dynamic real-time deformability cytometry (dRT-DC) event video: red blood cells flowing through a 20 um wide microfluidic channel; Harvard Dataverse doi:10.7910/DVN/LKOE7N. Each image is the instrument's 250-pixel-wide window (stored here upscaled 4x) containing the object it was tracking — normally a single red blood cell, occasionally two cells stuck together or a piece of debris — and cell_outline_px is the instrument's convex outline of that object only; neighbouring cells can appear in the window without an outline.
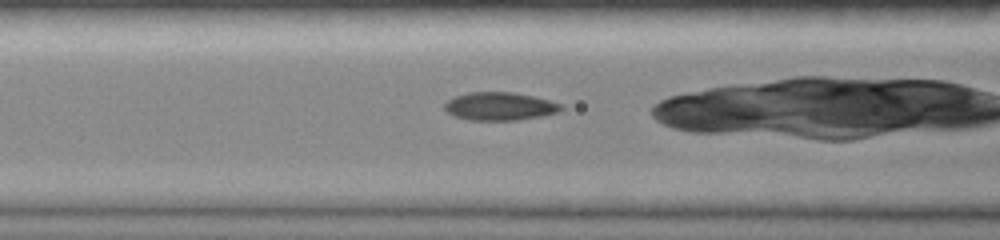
{"species": "common noctule bat (a hibernating species)", "species_latin": "Nyctalus noctula", "temperature_condition": "room temperature", "stored_images_in_passage": 34, "camera_frame_rate_fps": 3000, "um_per_image_px": 0.085, "animal": {"sex": "female", "body_mass_g": 19.0, "forearm_length_mm": 51.5}, "frame": {"image": 1, "passage_image": 13, "time_ms": 4.0, "image_size_px": [1000, 240], "cell_outline_px": [[564, 108], [560, 112], [544, 116], [516, 120], [468, 120], [452, 116], [444, 108], [444, 104], [448, 100], [456, 96], [468, 92], [512, 92], [532, 96], [548, 100], [560, 104]], "centroid_in_image_um": [42.47, 9.04], "position_along_channel_um": 124.1, "area_um2": 19.13}}
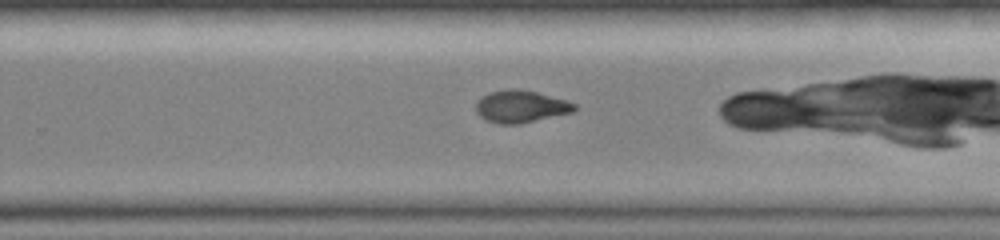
{"frame": {"image": 2, "passage_image": 25, "time_ms": 8.0, "image_size_px": [1000, 240], "cell_outline_px": [[576, 108], [572, 112], [520, 124], [500, 124], [484, 120], [476, 112], [476, 104], [488, 92], [516, 88], [536, 92], [564, 100], [576, 104]], "centroid_in_image_um": [44.24, 9.06], "position_along_channel_um": 285.6, "area_um2": 18.26}}
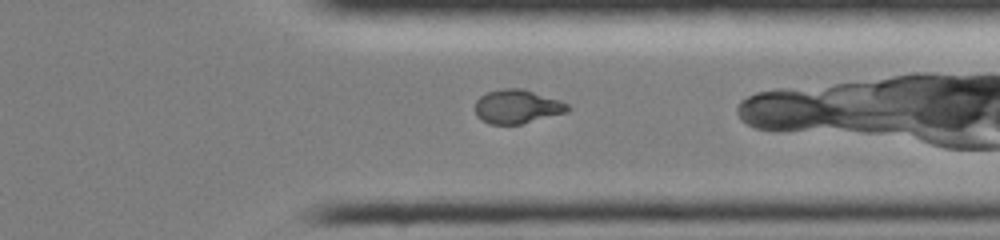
{"frame": {"image": 3, "passage_image": 31, "time_ms": 10.0, "image_size_px": [1000, 240], "cell_outline_px": [[572, 108], [568, 112], [520, 124], [488, 124], [476, 116], [476, 100], [480, 96], [488, 92], [500, 88], [520, 88], [560, 100], [568, 104]], "centroid_in_image_um": [43.96, 9.06], "position_along_channel_um": 367.4, "area_um2": 18.26}}